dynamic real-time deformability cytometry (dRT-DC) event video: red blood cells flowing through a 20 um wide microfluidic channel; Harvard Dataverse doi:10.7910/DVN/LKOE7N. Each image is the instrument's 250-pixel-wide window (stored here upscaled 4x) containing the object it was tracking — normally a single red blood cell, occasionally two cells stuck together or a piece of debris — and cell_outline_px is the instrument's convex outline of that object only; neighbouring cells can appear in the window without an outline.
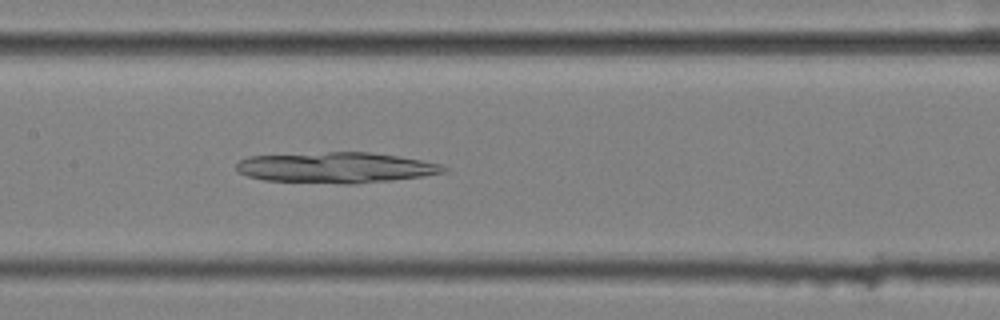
{"species": "common noctule bat (a hibernating species)", "species_latin": "Nyctalus noctula", "temperature_condition": "cold", "stored_images_in_passage": 56, "camera_frame_rate_fps": 3000, "um_per_image_px": 0.085, "animal": {"sex": "female", "body_mass_g": 25.1}, "frame": {"image": 1, "passage_image": 28, "time_ms": 9.0, "image_size_px": [1000, 320], "cell_outline_px": [[448, 172], [424, 176], [356, 184], [340, 184], [264, 180], [248, 176], [240, 172], [236, 168], [236, 164], [240, 160], [248, 156], [328, 152], [368, 152], [396, 156], [420, 160], [440, 164], [448, 168]], "centroid_in_image_um": [28.56, 14.25], "position_along_channel_um": 178.8, "area_um2": 37.05}}
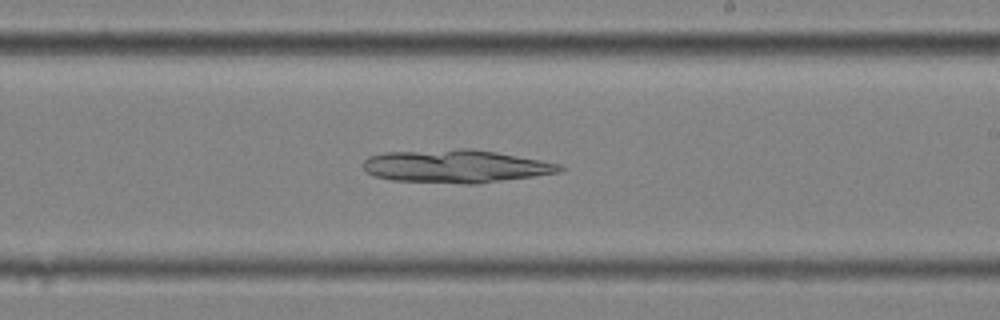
{"frame": {"image": 2, "passage_image": 34, "time_ms": 11.0, "image_size_px": [1000, 320], "cell_outline_px": [[568, 168], [560, 172], [476, 184], [464, 184], [392, 180], [376, 176], [368, 172], [364, 168], [364, 160], [368, 156], [384, 152], [456, 148], [472, 148], [496, 152], [540, 160], [560, 164]], "centroid_in_image_um": [38.75, 14.12], "position_along_channel_um": 250.3, "area_um2": 37.92}}
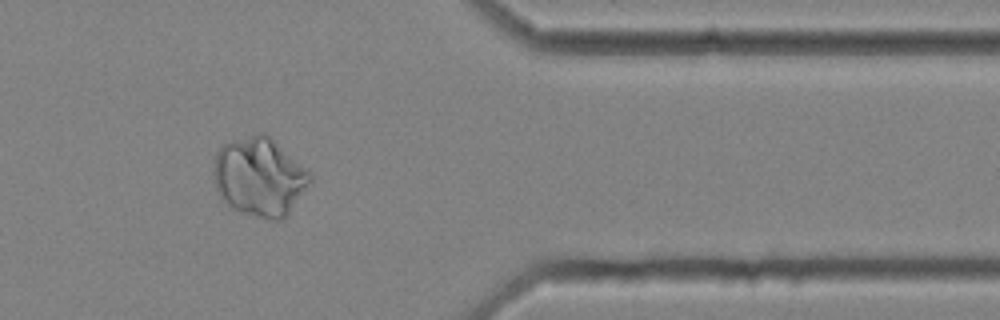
{"frame": {"image": 3, "passage_image": 47, "time_ms": 15.333, "image_size_px": [1000, 320], "cell_outline_px": [[312, 184], [288, 216], [280, 220], [268, 220], [240, 212], [228, 208], [224, 204], [216, 188], [212, 172], [216, 152], [224, 144], [232, 140], [260, 132], [264, 132], [308, 168], [312, 172]], "centroid_in_image_um": [22.09, 15.06], "position_along_channel_um": 389.3, "area_um2": 45.37}}